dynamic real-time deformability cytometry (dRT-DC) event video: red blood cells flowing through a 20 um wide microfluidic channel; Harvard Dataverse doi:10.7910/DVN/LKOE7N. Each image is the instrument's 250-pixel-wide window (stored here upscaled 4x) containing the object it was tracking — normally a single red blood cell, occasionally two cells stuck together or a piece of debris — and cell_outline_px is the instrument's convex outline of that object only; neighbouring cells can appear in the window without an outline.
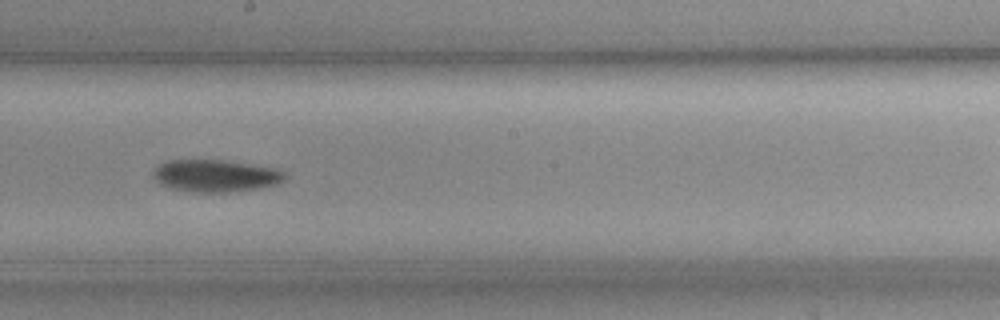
{"species": "common noctule bat (a hibernating species)", "species_latin": "Nyctalus noctula", "temperature_condition": "cold", "stored_images_in_passage": 45, "camera_frame_rate_fps": 3000, "um_per_image_px": 0.085, "animal": {"sex": "female", "body_mass_g": 19.3, "forearm_length_mm": 54.1}, "frame": {"image": 1, "passage_image": 20, "time_ms": 6.333, "image_size_px": [1000, 320], "cell_outline_px": [[288, 176], [284, 180], [276, 184], [256, 188], [228, 192], [196, 192], [168, 188], [160, 184], [152, 176], [152, 172], [160, 164], [168, 160], [220, 160], [272, 168], [284, 172]], "centroid_in_image_um": [18.27, 14.95], "position_along_channel_um": 229.9, "area_um2": 24.39}}